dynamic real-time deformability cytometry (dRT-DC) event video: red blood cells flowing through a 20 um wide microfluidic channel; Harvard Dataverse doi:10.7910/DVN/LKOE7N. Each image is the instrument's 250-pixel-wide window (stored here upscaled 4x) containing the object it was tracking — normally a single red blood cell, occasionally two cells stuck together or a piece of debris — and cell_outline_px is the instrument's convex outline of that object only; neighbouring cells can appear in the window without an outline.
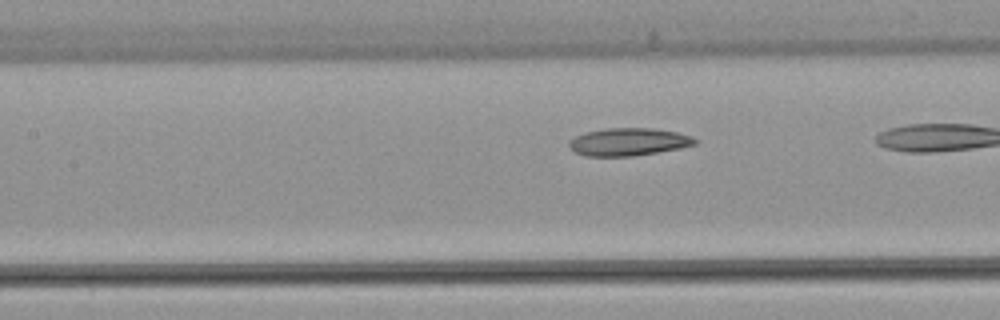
{"species": "common noctule bat (a hibernating species)", "species_latin": "Nyctalus noctula", "temperature_condition": "warm", "stored_images_in_passage": 25, "camera_frame_rate_fps": 3000, "um_per_image_px": 0.085, "animal": {"sex": "female", "body_mass_g": 22.7, "forearm_length_mm": 54.2}, "frame": {"image": 1, "passage_image": 8, "time_ms": 2.333, "image_size_px": [1000, 320], "cell_outline_px": [[696, 144], [680, 148], [632, 156], [584, 156], [576, 152], [568, 144], [576, 136], [584, 132], [604, 128], [652, 128], [676, 132], [692, 136], [696, 140]], "centroid_in_image_um": [53.42, 12.05], "position_along_channel_um": 154.0, "area_um2": 20.11}}